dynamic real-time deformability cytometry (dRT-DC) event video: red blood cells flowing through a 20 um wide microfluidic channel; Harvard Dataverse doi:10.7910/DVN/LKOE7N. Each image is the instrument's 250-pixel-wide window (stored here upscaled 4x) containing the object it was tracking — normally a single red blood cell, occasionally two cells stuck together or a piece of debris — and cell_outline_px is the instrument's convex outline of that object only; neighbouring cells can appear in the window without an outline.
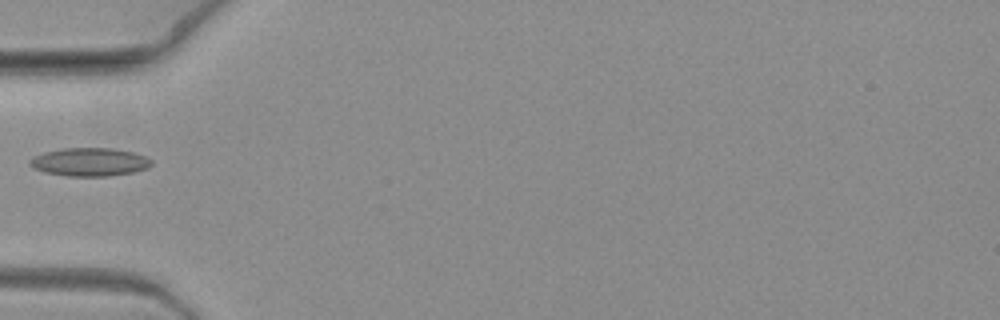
{"species": "common noctule bat (a hibernating species)", "species_latin": "Nyctalus noctula", "temperature_condition": "warm", "stored_images_in_passage": 2, "camera_frame_rate_fps": 3000, "um_per_image_px": 0.085, "animal": {"sex": "female", "body_mass_g": 19.3, "forearm_length_mm": 54.1}, "frame": {"image": 1, "passage_image": 1, "time_ms": 0.0, "image_size_px": [1000, 320], "cell_outline_px": [[152, 164], [148, 168], [132, 172], [108, 176], [68, 176], [44, 172], [32, 168], [28, 164], [28, 160], [32, 156], [44, 152], [64, 148], [112, 148], [132, 152], [144, 156], [152, 160]], "centroid_in_image_um": [7.57, 13.77], "position_along_channel_um": 77.4, "area_um2": 20.11}}
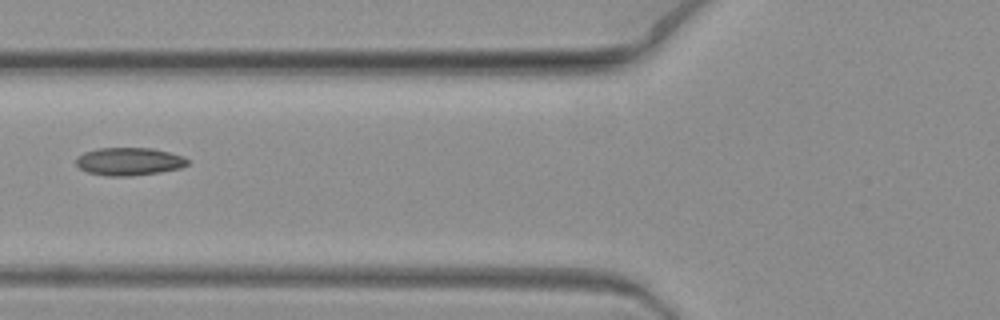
{"frame": {"image": 2, "passage_image": 2, "time_ms": 0.333, "image_size_px": [1000, 320], "cell_outline_px": [[188, 164], [180, 168], [160, 172], [132, 176], [108, 176], [88, 172], [80, 168], [76, 164], [76, 156], [84, 152], [100, 148], [152, 148], [184, 156], [188, 160]], "centroid_in_image_um": [10.97, 13.72], "position_along_channel_um": 114.8, "area_um2": 18.09}}